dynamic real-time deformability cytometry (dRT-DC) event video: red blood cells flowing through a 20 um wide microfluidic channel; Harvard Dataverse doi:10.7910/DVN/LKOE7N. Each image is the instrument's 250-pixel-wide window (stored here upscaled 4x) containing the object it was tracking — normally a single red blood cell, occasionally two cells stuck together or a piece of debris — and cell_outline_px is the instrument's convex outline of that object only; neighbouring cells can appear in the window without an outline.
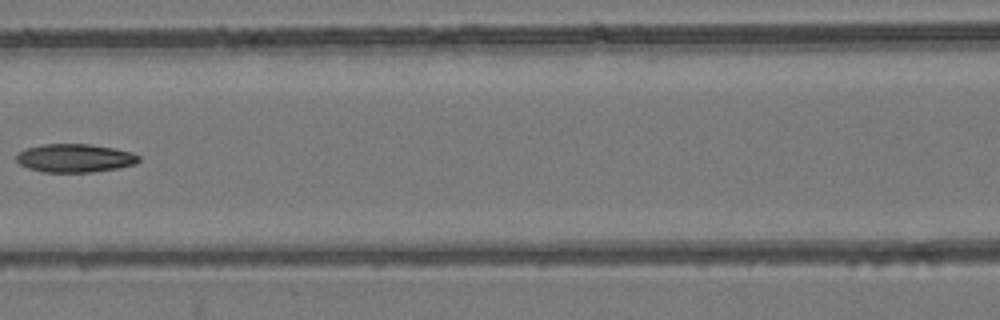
{"species": "common noctule bat (a hibernating species)", "species_latin": "Nyctalus noctula", "temperature_condition": "room temperature", "stored_images_in_passage": 8, "camera_frame_rate_fps": 3000, "um_per_image_px": 0.085, "animal": {"sex": "female", "body_mass_g": 24.6, "forearm_length_mm": 56.2}, "frame": {"image": 1, "passage_image": 7, "time_ms": 8.0, "image_size_px": [1000, 320], "cell_outline_px": [[140, 160], [136, 164], [116, 168], [92, 172], [44, 172], [28, 168], [20, 164], [16, 160], [16, 156], [24, 148], [44, 144], [88, 144], [116, 148], [132, 152], [140, 156]], "centroid_in_image_um": [6.38, 13.43], "position_along_channel_um": 160.2, "area_um2": 20.29}}
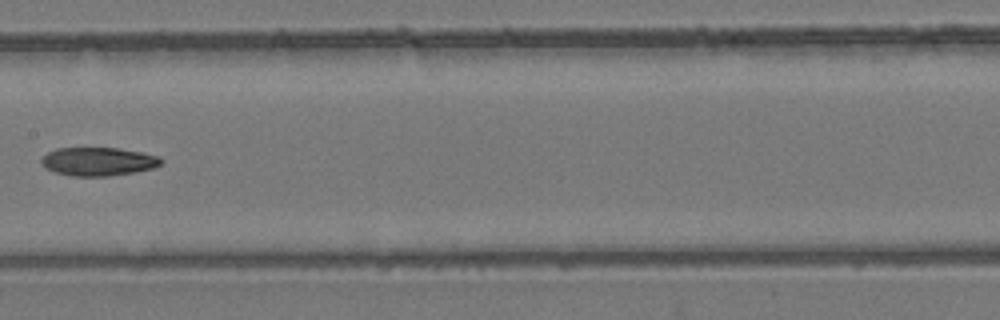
{"frame": {"image": 2, "passage_image": 8, "time_ms": 9.0, "image_size_px": [1000, 320], "cell_outline_px": [[164, 160], [160, 164], [152, 168], [136, 172], [108, 176], [72, 176], [52, 172], [44, 168], [40, 164], [40, 160], [48, 152], [56, 148], [116, 148], [140, 152], [160, 156]], "centroid_in_image_um": [8.31, 13.73], "position_along_channel_um": 199.1, "area_um2": 20.0}}